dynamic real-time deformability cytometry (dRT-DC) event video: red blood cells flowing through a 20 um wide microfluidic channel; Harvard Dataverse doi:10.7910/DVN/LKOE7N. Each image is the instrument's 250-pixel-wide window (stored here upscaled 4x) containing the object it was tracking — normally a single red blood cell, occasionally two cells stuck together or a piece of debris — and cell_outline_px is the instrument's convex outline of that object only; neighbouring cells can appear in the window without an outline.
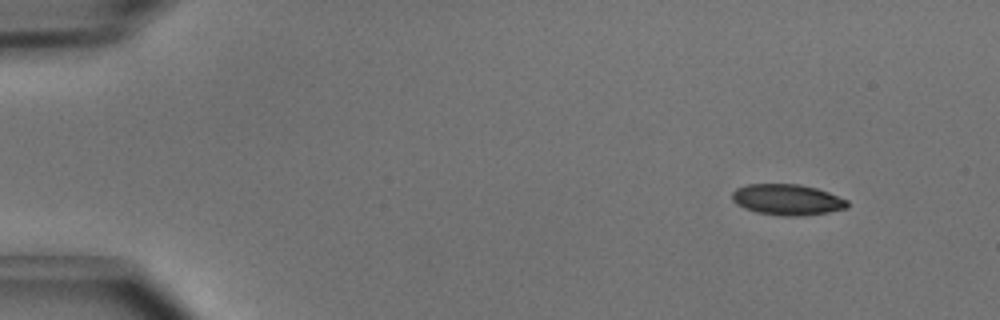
{"species": "common noctule bat (a hibernating species)", "species_latin": "Nyctalus noctula", "temperature_condition": "cold", "stored_images_in_passage": 4, "camera_frame_rate_fps": 3000, "um_per_image_px": 0.085, "animal": {"sex": "male", "body_mass_g": 15.6}, "frame": {"image": 1, "passage_image": 1, "time_ms": 0.0, "image_size_px": [1000, 320], "cell_outline_px": [[848, 208], [828, 212], [804, 216], [780, 216], [756, 212], [744, 208], [736, 204], [732, 200], [732, 192], [736, 188], [748, 184], [800, 184], [816, 188], [828, 192], [848, 200]], "centroid_in_image_um": [66.91, 16.97], "position_along_channel_um": 18.1, "area_um2": 20.92}}
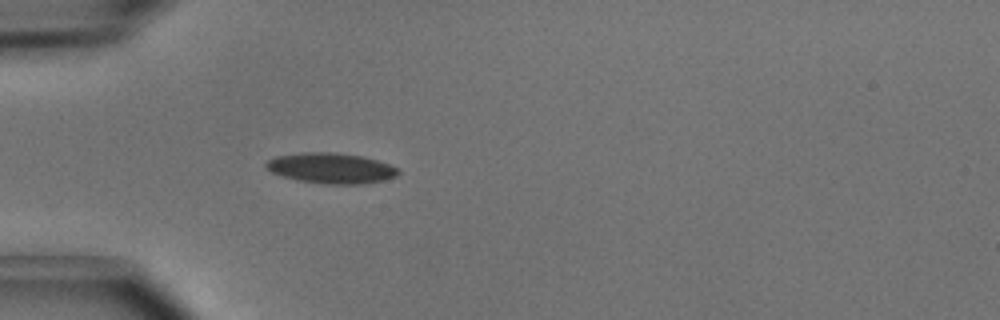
{"frame": {"image": 2, "passage_image": 4, "time_ms": 1.0, "image_size_px": [1000, 320], "cell_outline_px": [[400, 172], [396, 176], [384, 180], [364, 184], [324, 184], [296, 180], [272, 172], [264, 164], [268, 160], [276, 156], [300, 152], [336, 152], [360, 156], [376, 160], [388, 164], [396, 168]], "centroid_in_image_um": [28.13, 14.29], "position_along_channel_um": 56.9, "area_um2": 23.41}}